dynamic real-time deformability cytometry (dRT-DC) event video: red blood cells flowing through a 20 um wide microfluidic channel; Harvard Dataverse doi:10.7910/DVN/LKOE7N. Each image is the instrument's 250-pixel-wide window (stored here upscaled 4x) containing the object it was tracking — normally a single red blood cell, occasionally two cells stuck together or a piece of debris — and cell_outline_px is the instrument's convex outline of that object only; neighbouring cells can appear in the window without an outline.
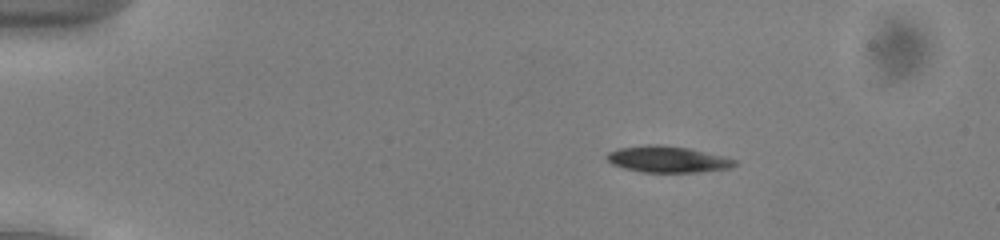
{"species": "common noctule bat (a hibernating species)", "species_latin": "Nyctalus noctula", "temperature_condition": "cold", "stored_images_in_passage": 53, "camera_frame_rate_fps": 3000, "um_per_image_px": 0.085, "animal": {"sex": "male", "body_mass_g": 13.0, "forearm_length_mm": 53.1}, "frame": {"image": 1, "passage_image": 10, "time_ms": 3.0, "image_size_px": [1000, 240], "cell_outline_px": [[736, 164], [732, 168], [700, 172], [640, 172], [624, 168], [612, 164], [604, 156], [608, 152], [616, 148], [644, 144], [660, 144], [688, 148], [724, 156], [736, 160]], "centroid_in_image_um": [56.71, 13.53], "position_along_channel_um": 28.3, "area_um2": 19.88}}
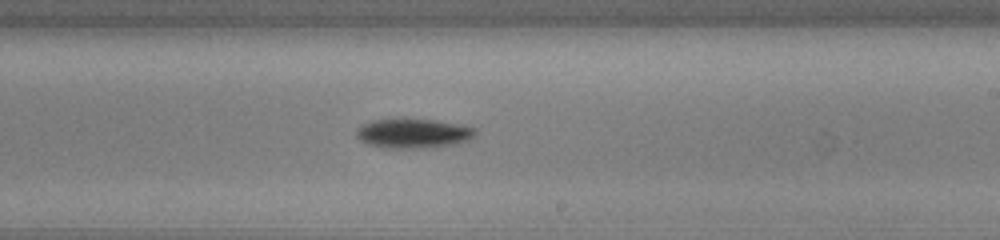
{"frame": {"image": 2, "passage_image": 33, "time_ms": 10.667, "image_size_px": [1000, 240], "cell_outline_px": [[476, 132], [472, 140], [456, 144], [424, 148], [384, 148], [368, 144], [360, 140], [356, 136], [356, 132], [364, 124], [372, 120], [436, 120], [476, 128]], "centroid_in_image_um": [35.17, 11.36], "position_along_channel_um": 253.8, "area_um2": 20.17}}
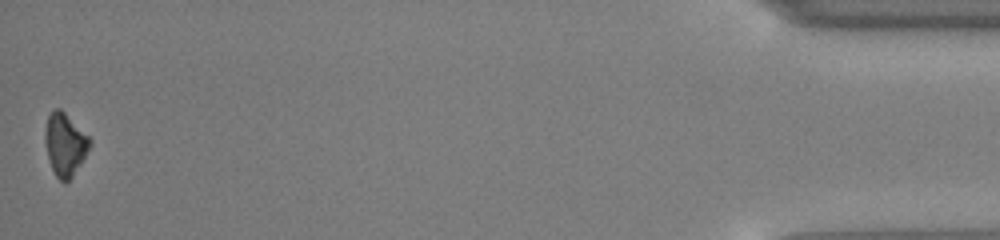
{"frame": {"image": 3, "passage_image": 53, "time_ms": 17.333, "image_size_px": [1000, 240], "cell_outline_px": [[92, 144], [84, 160], [72, 176], [64, 184], [56, 176], [52, 168], [48, 156], [44, 140], [44, 132], [48, 116], [56, 108], [60, 108], [92, 140]], "centroid_in_image_um": [5.54, 12.29], "position_along_channel_um": 429.7, "area_um2": 16.24}, "authors_computed_cell_mechanics": {"area_um2": 19.652, "velocity_mm_per_s": 3.9429, "shape_relaxation_time_tau1_ms": 2.7568, "shape_relaxation_time_tau2_ms": null, "deformation_change_tau1": 0.1216, "deformation_change_tau2": null}}